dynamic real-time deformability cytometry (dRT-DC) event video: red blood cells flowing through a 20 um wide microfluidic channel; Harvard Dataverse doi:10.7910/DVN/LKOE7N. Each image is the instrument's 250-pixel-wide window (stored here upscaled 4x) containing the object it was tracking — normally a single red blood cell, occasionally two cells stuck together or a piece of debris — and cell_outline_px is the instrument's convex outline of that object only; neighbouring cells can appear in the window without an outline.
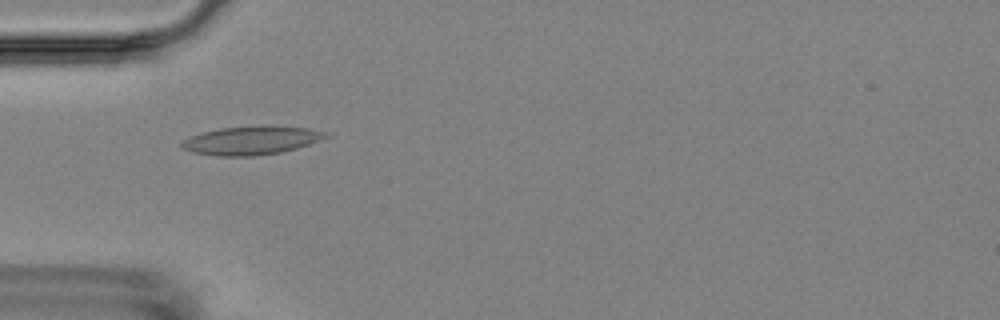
{"species": "Egyptian fruit bat (a non-hibernating species)", "species_latin": "Rousettus aegyptiacus", "temperature_condition": "room temperature", "stored_images_in_passage": 8, "camera_frame_rate_fps": 3000, "um_per_image_px": 0.085, "animal": {"sex": "female"}, "frame": {"image": 1, "passage_image": 4, "time_ms": 3.333, "image_size_px": [1000, 320], "cell_outline_px": [[332, 136], [296, 148], [280, 152], [256, 156], [216, 156], [192, 152], [184, 148], [180, 144], [188, 136], [200, 132], [220, 128], [260, 124], [272, 124], [308, 128], [332, 132]], "centroid_in_image_um": [21.42, 11.9], "position_along_channel_um": 63.6, "area_um2": 24.68}}
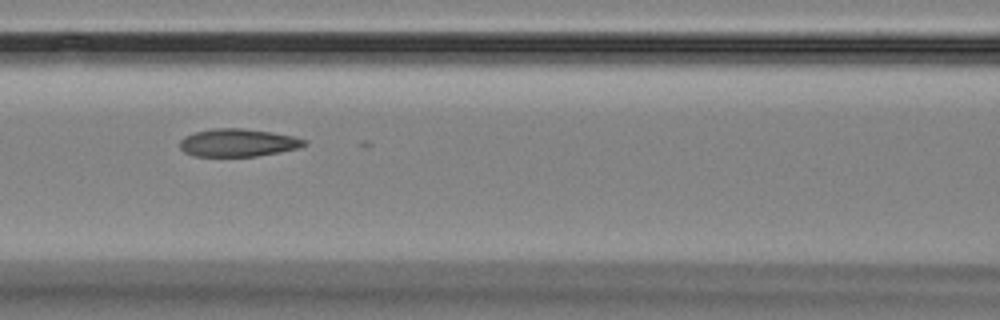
{"frame": {"image": 2, "passage_image": 6, "time_ms": 5.667, "image_size_px": [1000, 320], "cell_outline_px": [[308, 144], [300, 148], [280, 152], [256, 156], [192, 156], [184, 152], [180, 148], [180, 140], [184, 136], [196, 132], [212, 128], [240, 128], [272, 132], [292, 136], [308, 140]], "centroid_in_image_um": [20.24, 12.13], "position_along_channel_um": 146.4, "area_um2": 20.29}}
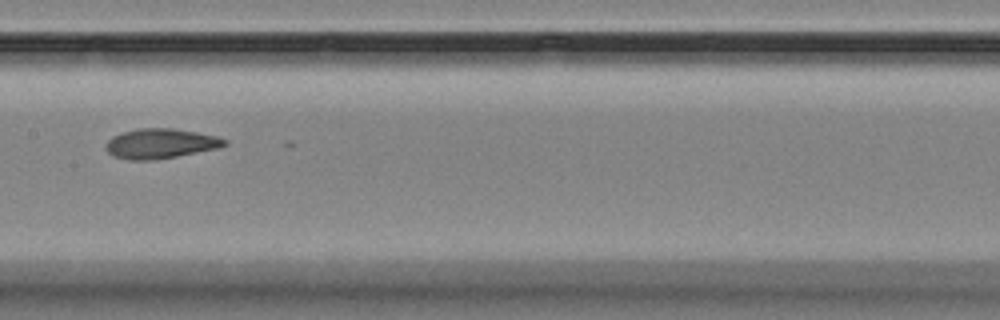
{"frame": {"image": 3, "passage_image": 7, "time_ms": 7.0, "image_size_px": [1000, 320], "cell_outline_px": [[228, 144], [220, 148], [176, 156], [152, 160], [128, 160], [112, 156], [104, 148], [108, 140], [112, 136], [120, 132], [136, 128], [172, 128], [196, 132], [216, 136], [228, 140]], "centroid_in_image_um": [13.62, 12.2], "position_along_channel_um": 193.8, "area_um2": 20.87}}